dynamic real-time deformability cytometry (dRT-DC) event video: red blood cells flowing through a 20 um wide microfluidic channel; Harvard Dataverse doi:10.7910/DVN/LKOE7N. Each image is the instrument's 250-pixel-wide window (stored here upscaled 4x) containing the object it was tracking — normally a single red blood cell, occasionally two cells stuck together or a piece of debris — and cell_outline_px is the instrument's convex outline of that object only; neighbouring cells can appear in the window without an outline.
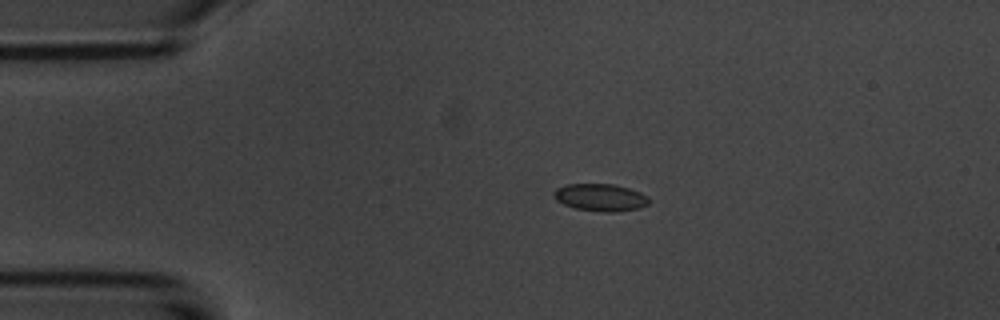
{"species": "common noctule bat (a hibernating species)", "species_latin": "Nyctalus noctula", "temperature_condition": "room temperature", "stored_images_in_passage": 3, "camera_frame_rate_fps": 3000, "um_per_image_px": 0.085, "animal": {"sex": "male", "body_mass_g": 20.1, "forearm_length_mm": 53.5}, "frame": {"image": 1, "passage_image": 2, "time_ms": 1.333, "image_size_px": [1000, 320], "cell_outline_px": [[648, 204], [640, 208], [612, 212], [600, 212], [576, 208], [564, 204], [556, 200], [552, 196], [552, 192], [556, 188], [568, 184], [616, 184], [640, 192], [648, 196]], "centroid_in_image_um": [51.02, 16.78], "position_along_channel_um": 34.0, "area_um2": 15.2}}